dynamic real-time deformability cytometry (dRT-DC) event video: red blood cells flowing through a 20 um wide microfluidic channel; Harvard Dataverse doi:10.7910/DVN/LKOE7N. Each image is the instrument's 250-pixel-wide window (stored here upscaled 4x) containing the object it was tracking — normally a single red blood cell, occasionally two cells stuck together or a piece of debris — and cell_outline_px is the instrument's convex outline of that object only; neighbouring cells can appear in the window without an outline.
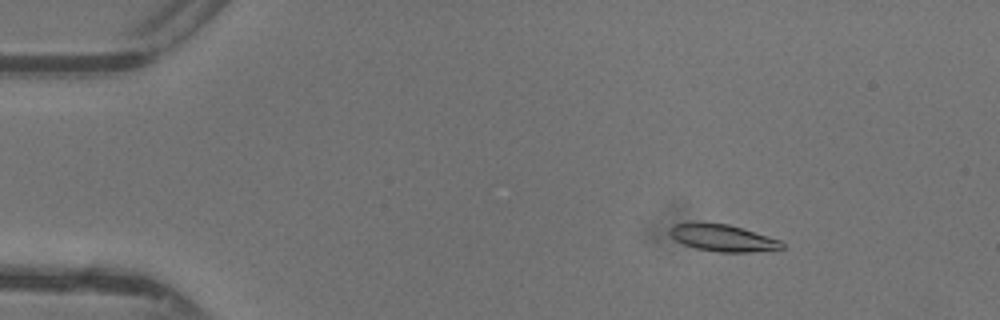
{"species": "common noctule bat (a hibernating species)", "species_latin": "Nyctalus noctula", "temperature_condition": "warm", "stored_images_in_passage": 47, "camera_frame_rate_fps": 3000, "um_per_image_px": 0.085, "animal": {"sex": "female"}, "frame": {"image": 1, "passage_image": 7, "time_ms": 2.0, "image_size_px": [1000, 320], "cell_outline_px": [[784, 248], [748, 252], [720, 252], [696, 248], [684, 244], [676, 240], [668, 232], [668, 228], [672, 224], [728, 224], [768, 236], [780, 240], [784, 244]], "centroid_in_image_um": [61.44, 20.24], "position_along_channel_um": 23.6, "area_um2": 17.05}}
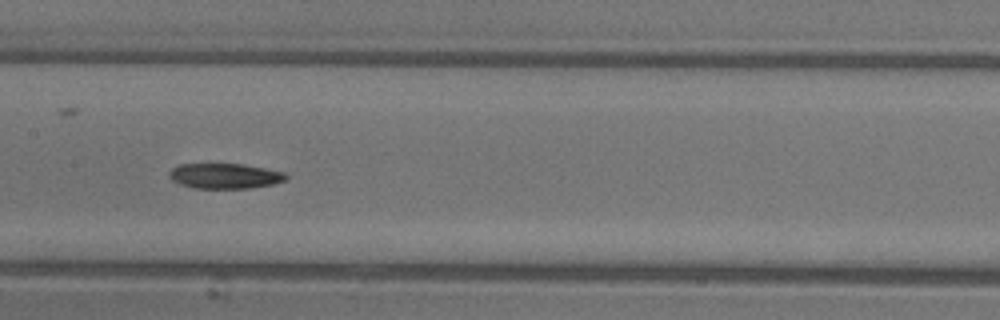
{"frame": {"image": 2, "passage_image": 24, "time_ms": 7.667, "image_size_px": [1000, 320], "cell_outline_px": [[288, 176], [284, 180], [272, 184], [248, 188], [192, 188], [180, 184], [172, 180], [168, 176], [168, 172], [172, 168], [180, 164], [244, 164], [284, 172]], "centroid_in_image_um": [19.07, 14.95], "position_along_channel_um": 188.3, "area_um2": 17.11}}
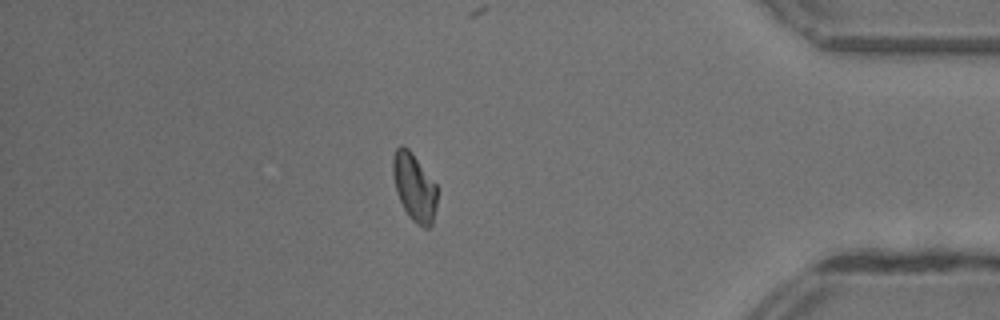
{"frame": {"image": 3, "passage_image": 41, "time_ms": 13.333, "image_size_px": [1000, 320], "cell_outline_px": [[436, 208], [432, 224], [428, 228], [424, 228], [416, 224], [408, 216], [396, 192], [392, 172], [392, 156], [396, 148], [400, 144], [404, 144], [412, 152], [436, 184]], "centroid_in_image_um": [35.19, 15.89], "position_along_channel_um": 400.0, "area_um2": 17.63}, "authors_computed_cell_mechanics": {"area_um2": 17.7446, "velocity_mm_per_s": 4.3974, "shape_relaxation_time_tau1_ms": 4.3292, "shape_relaxation_time_tau2_ms": null, "deformation_change_tau1": 0.1352, "deformation_change_tau2": null}}